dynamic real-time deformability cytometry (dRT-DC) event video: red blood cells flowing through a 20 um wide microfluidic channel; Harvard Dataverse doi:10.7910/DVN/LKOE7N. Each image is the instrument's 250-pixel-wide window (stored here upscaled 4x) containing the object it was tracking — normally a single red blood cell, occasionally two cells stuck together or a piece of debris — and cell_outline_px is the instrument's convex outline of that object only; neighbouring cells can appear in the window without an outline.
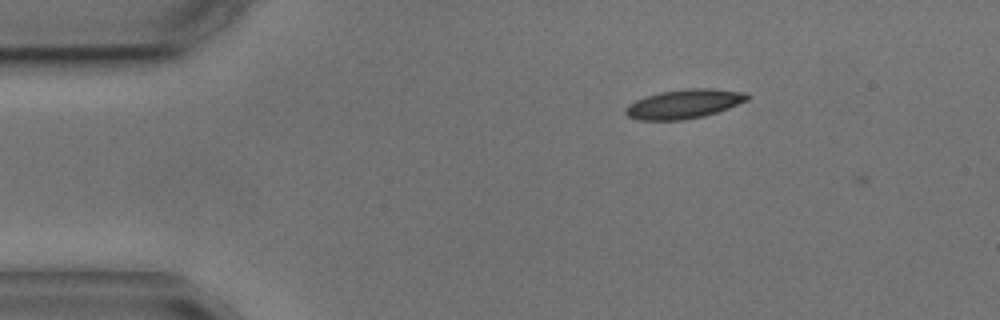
{"species": "common noctule bat (a hibernating species)", "species_latin": "Nyctalus noctula", "temperature_condition": "cold", "stored_images_in_passage": 2, "camera_frame_rate_fps": 3000, "um_per_image_px": 0.085, "animal": {"sex": "male", "body_mass_g": 17.9, "forearm_length_mm": 54.2}, "frame": {"image": 1, "passage_image": 1, "time_ms": 0.0, "image_size_px": [1000, 320], "cell_outline_px": [[752, 96], [748, 100], [728, 108], [704, 116], [684, 120], [640, 120], [628, 116], [624, 112], [624, 108], [628, 104], [636, 100], [660, 92], [688, 88], [712, 88], [748, 92]], "centroid_in_image_um": [58.18, 8.83], "position_along_channel_um": 26.8, "area_um2": 20.81}}